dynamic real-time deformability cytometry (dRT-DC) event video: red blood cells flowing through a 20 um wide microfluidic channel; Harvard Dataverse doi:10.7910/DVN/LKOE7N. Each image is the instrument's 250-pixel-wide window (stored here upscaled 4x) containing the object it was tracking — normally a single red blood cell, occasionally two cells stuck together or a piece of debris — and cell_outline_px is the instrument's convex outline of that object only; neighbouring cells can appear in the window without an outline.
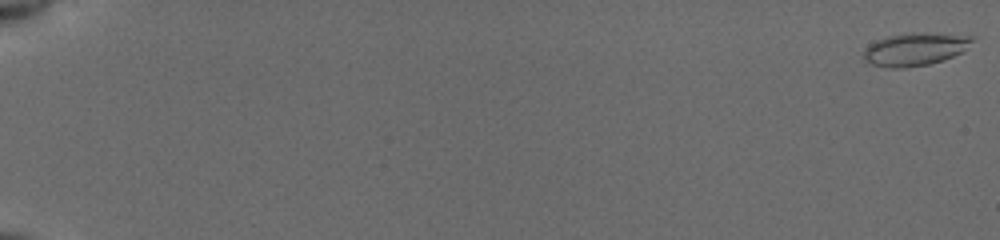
{"species": "common noctule bat (a hibernating species)", "species_latin": "Nyctalus noctula", "temperature_condition": "cold", "stored_images_in_passage": 55, "camera_frame_rate_fps": 3000, "um_per_image_px": 0.085, "animal": {"sex": "female", "body_mass_g": 19.5, "forearm_length_mm": 54.1}, "frame": {"image": 1, "passage_image": 1, "time_ms": 0.0, "image_size_px": [1000, 240], "cell_outline_px": [[976, 36], [964, 52], [944, 60], [928, 64], [904, 68], [892, 68], [872, 64], [864, 60], [864, 48], [876, 40], [888, 36], [912, 32], [924, 32]], "centroid_in_image_um": [77.81, 4.17], "position_along_channel_um": 7.2, "area_um2": 20.98}}
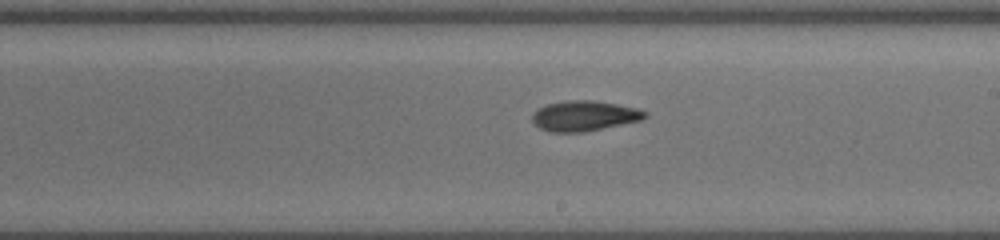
{"frame": {"image": 2, "passage_image": 35, "time_ms": 11.333, "image_size_px": [1000, 240], "cell_outline_px": [[648, 116], [640, 120], [584, 132], [548, 132], [540, 128], [532, 120], [532, 112], [548, 104], [568, 100], [592, 100], [616, 104], [636, 108], [648, 112]], "centroid_in_image_um": [49.65, 9.85], "position_along_channel_um": 239.3, "area_um2": 19.71}}
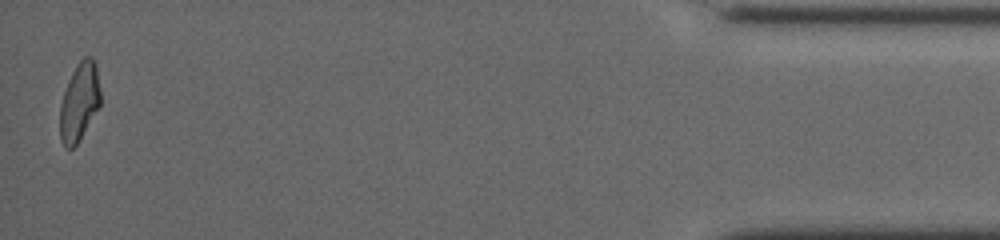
{"frame": {"image": 3, "passage_image": 55, "time_ms": 18.0, "image_size_px": [1000, 240], "cell_outline_px": [[100, 104], [76, 144], [72, 148], [64, 148], [60, 140], [60, 104], [68, 80], [76, 64], [84, 56], [92, 56], [96, 64], [100, 92]], "centroid_in_image_um": [6.73, 8.62], "position_along_channel_um": 428.5, "area_um2": 18.26}, "authors_computed_cell_mechanics": {"area_um2": 19.2474, "velocity_mm_per_s": 3.9351, "shape_relaxation_time_tau1_ms": 4.2322, "shape_relaxation_time_tau2_ms": 4.7415, "deformation_change_tau1": 0.161, "deformation_change_tau2": 0.1198}}